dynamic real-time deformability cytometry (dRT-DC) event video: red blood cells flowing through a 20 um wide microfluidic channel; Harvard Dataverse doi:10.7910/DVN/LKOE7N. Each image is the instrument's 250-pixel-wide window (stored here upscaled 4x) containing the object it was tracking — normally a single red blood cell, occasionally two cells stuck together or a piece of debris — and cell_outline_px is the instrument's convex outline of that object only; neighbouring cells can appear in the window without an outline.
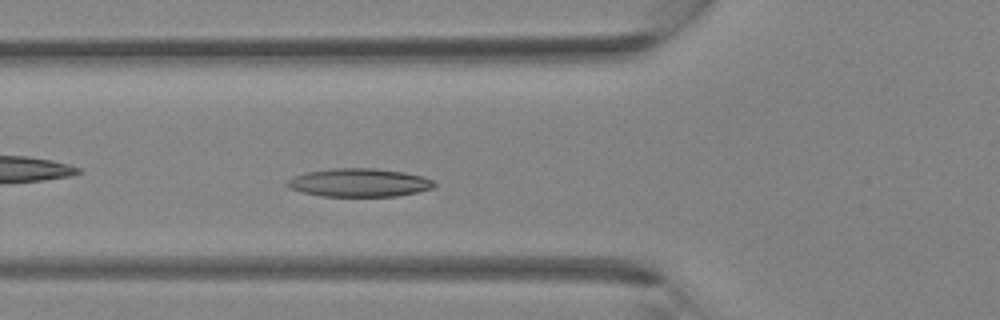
{"species": "Egyptian fruit bat (a non-hibernating species)", "species_latin": "Rousettus aegyptiacus", "temperature_condition": "room temperature", "stored_images_in_passage": 35, "camera_frame_rate_fps": 3000, "um_per_image_px": 0.085, "animal": {"sex": "female"}, "frame": {"image": 1, "passage_image": 10, "time_ms": 3.0, "image_size_px": [1000, 320], "cell_outline_px": [[436, 184], [432, 188], [416, 192], [396, 196], [320, 196], [300, 192], [288, 188], [284, 184], [288, 180], [296, 176], [308, 172], [332, 168], [372, 168], [404, 172], [424, 176], [432, 180]], "centroid_in_image_um": [30.51, 15.52], "position_along_channel_um": 95.3, "area_um2": 24.22}}
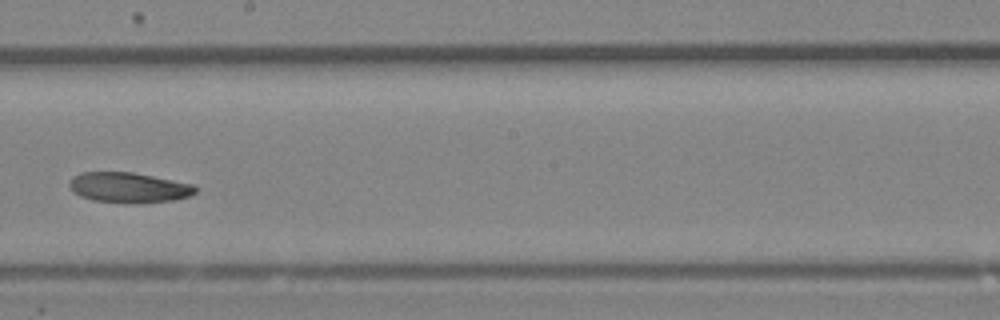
{"frame": {"image": 2, "passage_image": 18, "time_ms": 5.667, "image_size_px": [1000, 320], "cell_outline_px": [[196, 192], [188, 196], [172, 200], [136, 204], [92, 200], [80, 196], [72, 192], [68, 184], [72, 176], [80, 172], [132, 172], [192, 184], [196, 188]], "centroid_in_image_um": [10.88, 15.94], "position_along_channel_um": 237.3, "area_um2": 22.25}}
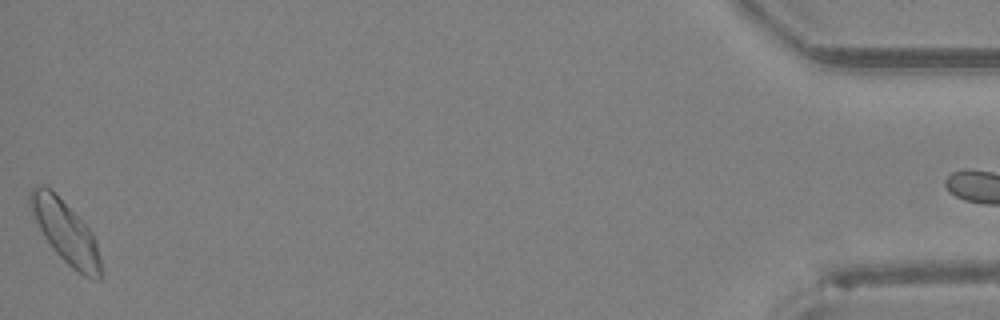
{"frame": {"image": 3, "passage_image": 34, "time_ms": 11.0, "image_size_px": [1000, 320], "cell_outline_px": [[100, 280], [96, 280], [84, 276], [76, 272], [52, 248], [44, 236], [28, 204], [28, 192], [32, 188], [40, 184], [44, 184], [52, 188], [92, 232], [96, 240], [100, 256]], "centroid_in_image_um": [5.55, 19.67], "position_along_channel_um": 429.6, "area_um2": 25.55}}